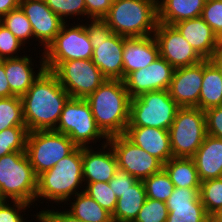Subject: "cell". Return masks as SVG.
Listing matches in <instances>:
<instances>
[{
  "instance_id": "obj_1",
  "label": "cell",
  "mask_w": 222,
  "mask_h": 222,
  "mask_svg": "<svg viewBox=\"0 0 222 222\" xmlns=\"http://www.w3.org/2000/svg\"><path fill=\"white\" fill-rule=\"evenodd\" d=\"M69 98L57 77L45 70L21 97L28 131L54 130Z\"/></svg>"
},
{
  "instance_id": "obj_2",
  "label": "cell",
  "mask_w": 222,
  "mask_h": 222,
  "mask_svg": "<svg viewBox=\"0 0 222 222\" xmlns=\"http://www.w3.org/2000/svg\"><path fill=\"white\" fill-rule=\"evenodd\" d=\"M83 182L82 147H77L50 170L38 176L36 205L34 204L33 207L37 208L39 206L37 202L42 204L44 201L50 202L51 205L48 203V206L54 203L57 206L63 202L65 204L71 197L84 191Z\"/></svg>"
},
{
  "instance_id": "obj_3",
  "label": "cell",
  "mask_w": 222,
  "mask_h": 222,
  "mask_svg": "<svg viewBox=\"0 0 222 222\" xmlns=\"http://www.w3.org/2000/svg\"><path fill=\"white\" fill-rule=\"evenodd\" d=\"M86 100L97 126L108 138L125 133L131 97L123 80L107 79Z\"/></svg>"
},
{
  "instance_id": "obj_4",
  "label": "cell",
  "mask_w": 222,
  "mask_h": 222,
  "mask_svg": "<svg viewBox=\"0 0 222 222\" xmlns=\"http://www.w3.org/2000/svg\"><path fill=\"white\" fill-rule=\"evenodd\" d=\"M122 37L153 35L158 25V0H113L103 18Z\"/></svg>"
},
{
  "instance_id": "obj_5",
  "label": "cell",
  "mask_w": 222,
  "mask_h": 222,
  "mask_svg": "<svg viewBox=\"0 0 222 222\" xmlns=\"http://www.w3.org/2000/svg\"><path fill=\"white\" fill-rule=\"evenodd\" d=\"M84 23L93 47V64L106 79L123 80L124 37L113 33L103 19H88Z\"/></svg>"
},
{
  "instance_id": "obj_6",
  "label": "cell",
  "mask_w": 222,
  "mask_h": 222,
  "mask_svg": "<svg viewBox=\"0 0 222 222\" xmlns=\"http://www.w3.org/2000/svg\"><path fill=\"white\" fill-rule=\"evenodd\" d=\"M54 130L67 135L77 147H95L97 142L101 141V145L108 142V137L97 126L86 99L69 98Z\"/></svg>"
},
{
  "instance_id": "obj_7",
  "label": "cell",
  "mask_w": 222,
  "mask_h": 222,
  "mask_svg": "<svg viewBox=\"0 0 222 222\" xmlns=\"http://www.w3.org/2000/svg\"><path fill=\"white\" fill-rule=\"evenodd\" d=\"M37 176L26 152L0 157V188L7 200L35 203Z\"/></svg>"
},
{
  "instance_id": "obj_8",
  "label": "cell",
  "mask_w": 222,
  "mask_h": 222,
  "mask_svg": "<svg viewBox=\"0 0 222 222\" xmlns=\"http://www.w3.org/2000/svg\"><path fill=\"white\" fill-rule=\"evenodd\" d=\"M180 106L168 90L150 91L131 98L127 127H154L169 130Z\"/></svg>"
},
{
  "instance_id": "obj_9",
  "label": "cell",
  "mask_w": 222,
  "mask_h": 222,
  "mask_svg": "<svg viewBox=\"0 0 222 222\" xmlns=\"http://www.w3.org/2000/svg\"><path fill=\"white\" fill-rule=\"evenodd\" d=\"M168 133L173 157L192 158L207 136L205 111L180 107Z\"/></svg>"
},
{
  "instance_id": "obj_10",
  "label": "cell",
  "mask_w": 222,
  "mask_h": 222,
  "mask_svg": "<svg viewBox=\"0 0 222 222\" xmlns=\"http://www.w3.org/2000/svg\"><path fill=\"white\" fill-rule=\"evenodd\" d=\"M76 148L77 146L65 134L55 130H38L28 132L25 152L38 177Z\"/></svg>"
},
{
  "instance_id": "obj_11",
  "label": "cell",
  "mask_w": 222,
  "mask_h": 222,
  "mask_svg": "<svg viewBox=\"0 0 222 222\" xmlns=\"http://www.w3.org/2000/svg\"><path fill=\"white\" fill-rule=\"evenodd\" d=\"M78 23H64L55 39L43 51L46 70L52 71L64 61L92 59L93 47L89 35L83 22Z\"/></svg>"
},
{
  "instance_id": "obj_12",
  "label": "cell",
  "mask_w": 222,
  "mask_h": 222,
  "mask_svg": "<svg viewBox=\"0 0 222 222\" xmlns=\"http://www.w3.org/2000/svg\"><path fill=\"white\" fill-rule=\"evenodd\" d=\"M70 98L86 99L107 79L92 59L69 60L59 63L51 71Z\"/></svg>"
},
{
  "instance_id": "obj_13",
  "label": "cell",
  "mask_w": 222,
  "mask_h": 222,
  "mask_svg": "<svg viewBox=\"0 0 222 222\" xmlns=\"http://www.w3.org/2000/svg\"><path fill=\"white\" fill-rule=\"evenodd\" d=\"M108 143L116 156L118 168L137 180L143 181L163 168L157 158L135 145L124 134L109 137Z\"/></svg>"
},
{
  "instance_id": "obj_14",
  "label": "cell",
  "mask_w": 222,
  "mask_h": 222,
  "mask_svg": "<svg viewBox=\"0 0 222 222\" xmlns=\"http://www.w3.org/2000/svg\"><path fill=\"white\" fill-rule=\"evenodd\" d=\"M159 53L174 69L200 63L204 59L172 25L158 22L153 34Z\"/></svg>"
},
{
  "instance_id": "obj_15",
  "label": "cell",
  "mask_w": 222,
  "mask_h": 222,
  "mask_svg": "<svg viewBox=\"0 0 222 222\" xmlns=\"http://www.w3.org/2000/svg\"><path fill=\"white\" fill-rule=\"evenodd\" d=\"M19 7L31 23L34 41L42 52L55 39L65 23L45 3L44 0H21Z\"/></svg>"
},
{
  "instance_id": "obj_16",
  "label": "cell",
  "mask_w": 222,
  "mask_h": 222,
  "mask_svg": "<svg viewBox=\"0 0 222 222\" xmlns=\"http://www.w3.org/2000/svg\"><path fill=\"white\" fill-rule=\"evenodd\" d=\"M174 68L161 56L148 67L128 74L124 85L130 97H137L142 93L158 90H168Z\"/></svg>"
},
{
  "instance_id": "obj_17",
  "label": "cell",
  "mask_w": 222,
  "mask_h": 222,
  "mask_svg": "<svg viewBox=\"0 0 222 222\" xmlns=\"http://www.w3.org/2000/svg\"><path fill=\"white\" fill-rule=\"evenodd\" d=\"M199 191L200 188L175 187L166 201V222H209L210 216L206 213Z\"/></svg>"
},
{
  "instance_id": "obj_18",
  "label": "cell",
  "mask_w": 222,
  "mask_h": 222,
  "mask_svg": "<svg viewBox=\"0 0 222 222\" xmlns=\"http://www.w3.org/2000/svg\"><path fill=\"white\" fill-rule=\"evenodd\" d=\"M203 82V61L198 64L176 68L170 82V97L180 107H198Z\"/></svg>"
},
{
  "instance_id": "obj_19",
  "label": "cell",
  "mask_w": 222,
  "mask_h": 222,
  "mask_svg": "<svg viewBox=\"0 0 222 222\" xmlns=\"http://www.w3.org/2000/svg\"><path fill=\"white\" fill-rule=\"evenodd\" d=\"M117 169L116 156L108 142L101 145L100 148L99 146L82 147L83 184L85 186L93 182H109Z\"/></svg>"
},
{
  "instance_id": "obj_20",
  "label": "cell",
  "mask_w": 222,
  "mask_h": 222,
  "mask_svg": "<svg viewBox=\"0 0 222 222\" xmlns=\"http://www.w3.org/2000/svg\"><path fill=\"white\" fill-rule=\"evenodd\" d=\"M39 62L37 64L30 54L24 53L22 56L17 58L4 59L5 74L7 76V81L11 92L15 96L22 97L32 84L39 78V76L46 70L44 55L40 54ZM35 67L38 70H33Z\"/></svg>"
},
{
  "instance_id": "obj_21",
  "label": "cell",
  "mask_w": 222,
  "mask_h": 222,
  "mask_svg": "<svg viewBox=\"0 0 222 222\" xmlns=\"http://www.w3.org/2000/svg\"><path fill=\"white\" fill-rule=\"evenodd\" d=\"M173 26L203 59H210L222 49V42L202 17L183 20Z\"/></svg>"
},
{
  "instance_id": "obj_22",
  "label": "cell",
  "mask_w": 222,
  "mask_h": 222,
  "mask_svg": "<svg viewBox=\"0 0 222 222\" xmlns=\"http://www.w3.org/2000/svg\"><path fill=\"white\" fill-rule=\"evenodd\" d=\"M124 135L163 165L173 157L168 130L154 127H127Z\"/></svg>"
},
{
  "instance_id": "obj_23",
  "label": "cell",
  "mask_w": 222,
  "mask_h": 222,
  "mask_svg": "<svg viewBox=\"0 0 222 222\" xmlns=\"http://www.w3.org/2000/svg\"><path fill=\"white\" fill-rule=\"evenodd\" d=\"M159 57V47L153 35L124 37L123 79L133 71L148 67Z\"/></svg>"
},
{
  "instance_id": "obj_24",
  "label": "cell",
  "mask_w": 222,
  "mask_h": 222,
  "mask_svg": "<svg viewBox=\"0 0 222 222\" xmlns=\"http://www.w3.org/2000/svg\"><path fill=\"white\" fill-rule=\"evenodd\" d=\"M192 159L201 182L222 178V139L207 134Z\"/></svg>"
},
{
  "instance_id": "obj_25",
  "label": "cell",
  "mask_w": 222,
  "mask_h": 222,
  "mask_svg": "<svg viewBox=\"0 0 222 222\" xmlns=\"http://www.w3.org/2000/svg\"><path fill=\"white\" fill-rule=\"evenodd\" d=\"M206 0H158V22L174 25L201 17Z\"/></svg>"
},
{
  "instance_id": "obj_26",
  "label": "cell",
  "mask_w": 222,
  "mask_h": 222,
  "mask_svg": "<svg viewBox=\"0 0 222 222\" xmlns=\"http://www.w3.org/2000/svg\"><path fill=\"white\" fill-rule=\"evenodd\" d=\"M146 199L144 183L138 180L117 199L113 222H134Z\"/></svg>"
},
{
  "instance_id": "obj_27",
  "label": "cell",
  "mask_w": 222,
  "mask_h": 222,
  "mask_svg": "<svg viewBox=\"0 0 222 222\" xmlns=\"http://www.w3.org/2000/svg\"><path fill=\"white\" fill-rule=\"evenodd\" d=\"M222 105V78L217 68L203 60V82L199 95V108L202 111Z\"/></svg>"
},
{
  "instance_id": "obj_28",
  "label": "cell",
  "mask_w": 222,
  "mask_h": 222,
  "mask_svg": "<svg viewBox=\"0 0 222 222\" xmlns=\"http://www.w3.org/2000/svg\"><path fill=\"white\" fill-rule=\"evenodd\" d=\"M73 201H72V200ZM64 205L66 210L75 218L84 222H113L112 215L101 207L93 198L85 191L77 193L71 197ZM68 207H70L68 209Z\"/></svg>"
},
{
  "instance_id": "obj_29",
  "label": "cell",
  "mask_w": 222,
  "mask_h": 222,
  "mask_svg": "<svg viewBox=\"0 0 222 222\" xmlns=\"http://www.w3.org/2000/svg\"><path fill=\"white\" fill-rule=\"evenodd\" d=\"M163 168L175 187L200 188L201 181L192 158L172 157Z\"/></svg>"
},
{
  "instance_id": "obj_30",
  "label": "cell",
  "mask_w": 222,
  "mask_h": 222,
  "mask_svg": "<svg viewBox=\"0 0 222 222\" xmlns=\"http://www.w3.org/2000/svg\"><path fill=\"white\" fill-rule=\"evenodd\" d=\"M1 24L9 29L26 47L33 46L34 35L30 21L20 7L11 10L1 18ZM33 40V41H32Z\"/></svg>"
},
{
  "instance_id": "obj_31",
  "label": "cell",
  "mask_w": 222,
  "mask_h": 222,
  "mask_svg": "<svg viewBox=\"0 0 222 222\" xmlns=\"http://www.w3.org/2000/svg\"><path fill=\"white\" fill-rule=\"evenodd\" d=\"M15 126H26L21 97L0 98V132Z\"/></svg>"
},
{
  "instance_id": "obj_32",
  "label": "cell",
  "mask_w": 222,
  "mask_h": 222,
  "mask_svg": "<svg viewBox=\"0 0 222 222\" xmlns=\"http://www.w3.org/2000/svg\"><path fill=\"white\" fill-rule=\"evenodd\" d=\"M147 198L166 202L175 188L168 173L162 168L143 180Z\"/></svg>"
},
{
  "instance_id": "obj_33",
  "label": "cell",
  "mask_w": 222,
  "mask_h": 222,
  "mask_svg": "<svg viewBox=\"0 0 222 222\" xmlns=\"http://www.w3.org/2000/svg\"><path fill=\"white\" fill-rule=\"evenodd\" d=\"M26 126H15L0 132V157L13 152H25L28 136Z\"/></svg>"
},
{
  "instance_id": "obj_34",
  "label": "cell",
  "mask_w": 222,
  "mask_h": 222,
  "mask_svg": "<svg viewBox=\"0 0 222 222\" xmlns=\"http://www.w3.org/2000/svg\"><path fill=\"white\" fill-rule=\"evenodd\" d=\"M44 1L46 5L65 23H70V19L73 20V18L80 20L79 22L86 20L82 19L83 17L86 16V4L84 0H44Z\"/></svg>"
},
{
  "instance_id": "obj_35",
  "label": "cell",
  "mask_w": 222,
  "mask_h": 222,
  "mask_svg": "<svg viewBox=\"0 0 222 222\" xmlns=\"http://www.w3.org/2000/svg\"><path fill=\"white\" fill-rule=\"evenodd\" d=\"M199 195L209 216L222 209V178L202 181Z\"/></svg>"
},
{
  "instance_id": "obj_36",
  "label": "cell",
  "mask_w": 222,
  "mask_h": 222,
  "mask_svg": "<svg viewBox=\"0 0 222 222\" xmlns=\"http://www.w3.org/2000/svg\"><path fill=\"white\" fill-rule=\"evenodd\" d=\"M84 191L111 215L116 207L117 197L108 182L88 183Z\"/></svg>"
},
{
  "instance_id": "obj_37",
  "label": "cell",
  "mask_w": 222,
  "mask_h": 222,
  "mask_svg": "<svg viewBox=\"0 0 222 222\" xmlns=\"http://www.w3.org/2000/svg\"><path fill=\"white\" fill-rule=\"evenodd\" d=\"M24 48L26 51L23 50ZM26 48L9 29L0 24V60L20 57L22 53L27 52Z\"/></svg>"
},
{
  "instance_id": "obj_38",
  "label": "cell",
  "mask_w": 222,
  "mask_h": 222,
  "mask_svg": "<svg viewBox=\"0 0 222 222\" xmlns=\"http://www.w3.org/2000/svg\"><path fill=\"white\" fill-rule=\"evenodd\" d=\"M166 202L147 198L134 222H166Z\"/></svg>"
},
{
  "instance_id": "obj_39",
  "label": "cell",
  "mask_w": 222,
  "mask_h": 222,
  "mask_svg": "<svg viewBox=\"0 0 222 222\" xmlns=\"http://www.w3.org/2000/svg\"><path fill=\"white\" fill-rule=\"evenodd\" d=\"M31 206V207H30ZM32 205L18 200H7L0 205V222H27ZM28 214H26V213ZM27 216L26 218L24 216ZM27 219V220H26Z\"/></svg>"
},
{
  "instance_id": "obj_40",
  "label": "cell",
  "mask_w": 222,
  "mask_h": 222,
  "mask_svg": "<svg viewBox=\"0 0 222 222\" xmlns=\"http://www.w3.org/2000/svg\"><path fill=\"white\" fill-rule=\"evenodd\" d=\"M201 17L222 42V0H206Z\"/></svg>"
},
{
  "instance_id": "obj_41",
  "label": "cell",
  "mask_w": 222,
  "mask_h": 222,
  "mask_svg": "<svg viewBox=\"0 0 222 222\" xmlns=\"http://www.w3.org/2000/svg\"><path fill=\"white\" fill-rule=\"evenodd\" d=\"M52 205V209H47L46 207L40 209L41 211H37L36 214L32 215L35 217V221L38 222H84L80 219L75 218L70 212L66 210H61L62 208L58 209ZM54 208V209H53ZM60 210V211H59Z\"/></svg>"
},
{
  "instance_id": "obj_42",
  "label": "cell",
  "mask_w": 222,
  "mask_h": 222,
  "mask_svg": "<svg viewBox=\"0 0 222 222\" xmlns=\"http://www.w3.org/2000/svg\"><path fill=\"white\" fill-rule=\"evenodd\" d=\"M137 181L138 180L131 176L128 172L118 168L115 175L109 180L108 183L116 197L119 198L122 193L128 190Z\"/></svg>"
},
{
  "instance_id": "obj_43",
  "label": "cell",
  "mask_w": 222,
  "mask_h": 222,
  "mask_svg": "<svg viewBox=\"0 0 222 222\" xmlns=\"http://www.w3.org/2000/svg\"><path fill=\"white\" fill-rule=\"evenodd\" d=\"M207 134L222 139V105L205 111Z\"/></svg>"
},
{
  "instance_id": "obj_44",
  "label": "cell",
  "mask_w": 222,
  "mask_h": 222,
  "mask_svg": "<svg viewBox=\"0 0 222 222\" xmlns=\"http://www.w3.org/2000/svg\"><path fill=\"white\" fill-rule=\"evenodd\" d=\"M86 4L85 19H103L111 8L113 0H84Z\"/></svg>"
},
{
  "instance_id": "obj_45",
  "label": "cell",
  "mask_w": 222,
  "mask_h": 222,
  "mask_svg": "<svg viewBox=\"0 0 222 222\" xmlns=\"http://www.w3.org/2000/svg\"><path fill=\"white\" fill-rule=\"evenodd\" d=\"M15 96L9 87L7 76L5 74L4 59L0 60V98Z\"/></svg>"
},
{
  "instance_id": "obj_46",
  "label": "cell",
  "mask_w": 222,
  "mask_h": 222,
  "mask_svg": "<svg viewBox=\"0 0 222 222\" xmlns=\"http://www.w3.org/2000/svg\"><path fill=\"white\" fill-rule=\"evenodd\" d=\"M21 0H0V18L19 7Z\"/></svg>"
},
{
  "instance_id": "obj_47",
  "label": "cell",
  "mask_w": 222,
  "mask_h": 222,
  "mask_svg": "<svg viewBox=\"0 0 222 222\" xmlns=\"http://www.w3.org/2000/svg\"><path fill=\"white\" fill-rule=\"evenodd\" d=\"M209 61L217 68L222 78V49L215 53Z\"/></svg>"
},
{
  "instance_id": "obj_48",
  "label": "cell",
  "mask_w": 222,
  "mask_h": 222,
  "mask_svg": "<svg viewBox=\"0 0 222 222\" xmlns=\"http://www.w3.org/2000/svg\"><path fill=\"white\" fill-rule=\"evenodd\" d=\"M209 222H222V209L217 210L210 216Z\"/></svg>"
},
{
  "instance_id": "obj_49",
  "label": "cell",
  "mask_w": 222,
  "mask_h": 222,
  "mask_svg": "<svg viewBox=\"0 0 222 222\" xmlns=\"http://www.w3.org/2000/svg\"><path fill=\"white\" fill-rule=\"evenodd\" d=\"M7 201L6 197L2 194L0 188V205L4 204Z\"/></svg>"
}]
</instances>
